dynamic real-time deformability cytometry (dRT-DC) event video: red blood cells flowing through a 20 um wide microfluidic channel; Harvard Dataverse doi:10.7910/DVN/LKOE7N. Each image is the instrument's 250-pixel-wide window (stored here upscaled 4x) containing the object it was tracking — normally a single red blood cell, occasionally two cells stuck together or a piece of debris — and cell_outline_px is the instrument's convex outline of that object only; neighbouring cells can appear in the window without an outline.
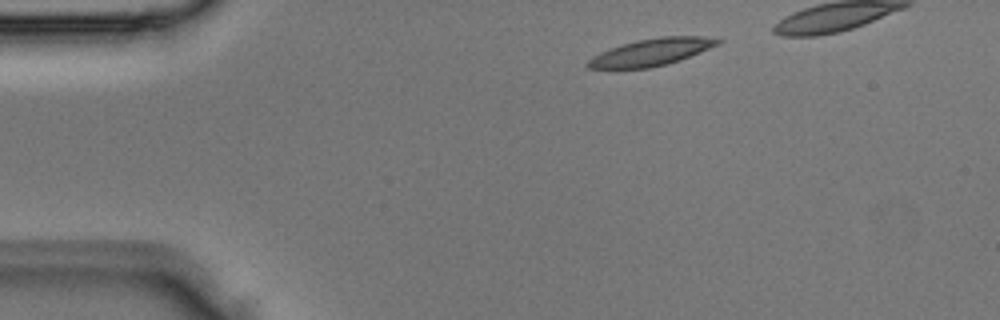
{"species": "Egyptian fruit bat (a non-hibernating species)", "species_latin": "Rousettus aegyptiacus", "temperature_condition": "room temperature", "stored_images_in_passage": 3, "camera_frame_rate_fps": 3000, "um_per_image_px": 0.085, "animal": {"sex": "male"}, "frame": {"image": 1, "passage_image": 1, "time_ms": 0.0, "image_size_px": [1000, 320], "cell_outline_px": [[724, 40], [720, 44], [680, 60], [668, 64], [648, 68], [588, 68], [584, 64], [592, 56], [608, 48], [636, 40], [660, 36], [704, 36]], "centroid_in_image_um": [55.37, 4.42], "position_along_channel_um": 29.6, "area_um2": 20.63}}